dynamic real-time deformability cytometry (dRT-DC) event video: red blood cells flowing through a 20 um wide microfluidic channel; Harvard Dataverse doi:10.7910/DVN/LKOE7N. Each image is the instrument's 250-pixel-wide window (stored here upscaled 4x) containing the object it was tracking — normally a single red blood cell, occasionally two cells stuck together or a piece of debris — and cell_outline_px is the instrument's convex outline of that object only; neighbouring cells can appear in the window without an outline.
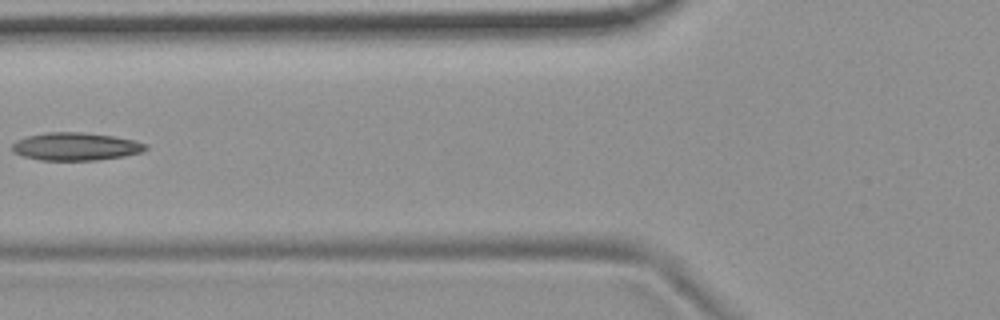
{"species": "common noctule bat (a hibernating species)", "species_latin": "Nyctalus noctula", "temperature_condition": "room temperature", "stored_images_in_passage": 6, "camera_frame_rate_fps": 3000, "um_per_image_px": 0.085, "animal": {"sex": "female", "body_mass_g": 19.9}, "frame": {"image": 1, "passage_image": 6, "time_ms": 1.667, "image_size_px": [1000, 320], "cell_outline_px": [[148, 148], [140, 152], [124, 156], [96, 160], [40, 160], [24, 156], [12, 152], [12, 144], [16, 140], [28, 136], [48, 132], [80, 132], [112, 136], [132, 140], [148, 144]], "centroid_in_image_um": [6.41, 12.45], "position_along_channel_um": 119.4, "area_um2": 21.5}}